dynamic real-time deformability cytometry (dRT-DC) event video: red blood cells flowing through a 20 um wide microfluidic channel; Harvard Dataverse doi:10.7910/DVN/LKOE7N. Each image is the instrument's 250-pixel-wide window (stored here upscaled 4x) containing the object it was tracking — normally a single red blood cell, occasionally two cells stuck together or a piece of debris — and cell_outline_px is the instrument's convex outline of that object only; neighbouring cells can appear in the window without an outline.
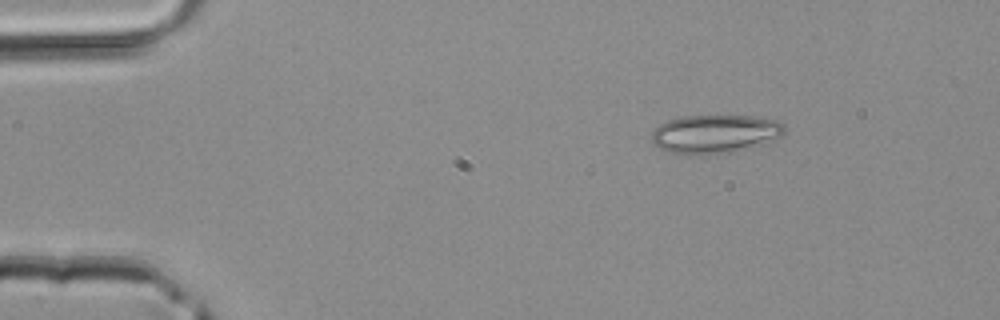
{"species": "common noctule bat (a hibernating species)", "species_latin": "Nyctalus noctula", "temperature_condition": "room temperature", "stored_images_in_passage": 2, "camera_frame_rate_fps": 3000, "um_per_image_px": 0.085, "animal": {"sex": "male", "body_mass_g": 20.4}, "frame": {"image": 1, "passage_image": 1, "time_ms": 0.0, "image_size_px": [1000, 320], "cell_outline_px": [[784, 132], [780, 136], [748, 148], [736, 152], [696, 156], [668, 152], [652, 144], [652, 132], [660, 124], [668, 120], [684, 116], [752, 116], [776, 120], [784, 124]], "centroid_in_image_um": [60.72, 11.4], "position_along_channel_um": 24.3, "area_um2": 29.88}}